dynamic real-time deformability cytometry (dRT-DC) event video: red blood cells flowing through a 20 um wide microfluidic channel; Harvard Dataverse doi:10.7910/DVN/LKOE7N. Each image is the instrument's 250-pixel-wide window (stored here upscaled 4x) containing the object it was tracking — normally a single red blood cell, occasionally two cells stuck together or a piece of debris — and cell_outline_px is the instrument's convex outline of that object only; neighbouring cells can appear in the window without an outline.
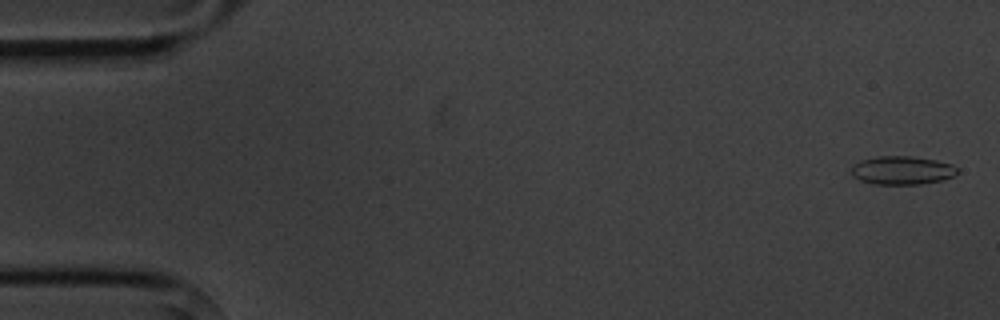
{"species": "common noctule bat (a hibernating species)", "species_latin": "Nyctalus noctula", "temperature_condition": "cold", "stored_images_in_passage": 6, "camera_frame_rate_fps": 3000, "um_per_image_px": 0.085, "animal": {"sex": "male", "body_mass_g": 20.1, "forearm_length_mm": 53.5}, "frame": {"image": 1, "passage_image": 1, "time_ms": 0.0, "image_size_px": [1000, 320], "cell_outline_px": [[960, 172], [952, 176], [940, 180], [920, 184], [876, 184], [860, 180], [852, 176], [852, 164], [860, 160], [880, 156], [908, 156], [936, 160], [952, 164]], "centroid_in_image_um": [76.66, 14.47], "position_along_channel_um": 8.3, "area_um2": 17.46}}